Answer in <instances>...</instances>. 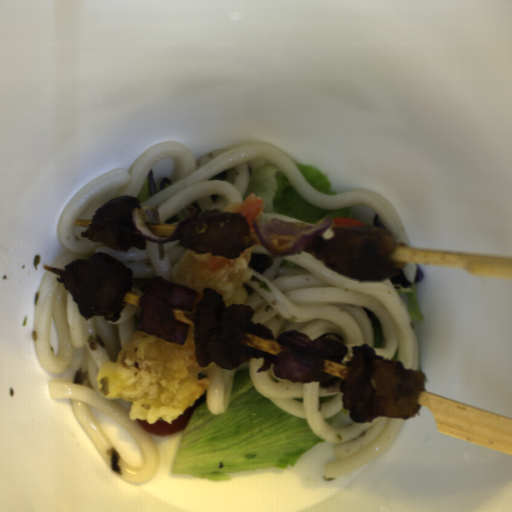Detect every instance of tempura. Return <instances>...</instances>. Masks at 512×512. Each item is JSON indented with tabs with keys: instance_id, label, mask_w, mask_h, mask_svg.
<instances>
[{
	"instance_id": "8679c707",
	"label": "tempura",
	"mask_w": 512,
	"mask_h": 512,
	"mask_svg": "<svg viewBox=\"0 0 512 512\" xmlns=\"http://www.w3.org/2000/svg\"><path fill=\"white\" fill-rule=\"evenodd\" d=\"M212 364L197 362L194 327L188 325L183 345L139 329L116 359L102 364L97 389L106 398L132 401L131 420L170 425L210 389L199 375Z\"/></svg>"
},
{
	"instance_id": "d4f62c59",
	"label": "tempura",
	"mask_w": 512,
	"mask_h": 512,
	"mask_svg": "<svg viewBox=\"0 0 512 512\" xmlns=\"http://www.w3.org/2000/svg\"><path fill=\"white\" fill-rule=\"evenodd\" d=\"M252 252V247H245L236 259H227L207 251L196 253L188 249L175 264L170 282L197 292L191 313L196 314L204 288L220 294L226 308L230 305L243 306L248 296L243 285L252 276V270L248 268Z\"/></svg>"
},
{
	"instance_id": "6ee92434",
	"label": "tempura",
	"mask_w": 512,
	"mask_h": 512,
	"mask_svg": "<svg viewBox=\"0 0 512 512\" xmlns=\"http://www.w3.org/2000/svg\"><path fill=\"white\" fill-rule=\"evenodd\" d=\"M220 212H229L241 214L249 223V235L254 233L252 222L259 220L264 212V200L256 196V192H251L245 199L228 203Z\"/></svg>"
}]
</instances>
